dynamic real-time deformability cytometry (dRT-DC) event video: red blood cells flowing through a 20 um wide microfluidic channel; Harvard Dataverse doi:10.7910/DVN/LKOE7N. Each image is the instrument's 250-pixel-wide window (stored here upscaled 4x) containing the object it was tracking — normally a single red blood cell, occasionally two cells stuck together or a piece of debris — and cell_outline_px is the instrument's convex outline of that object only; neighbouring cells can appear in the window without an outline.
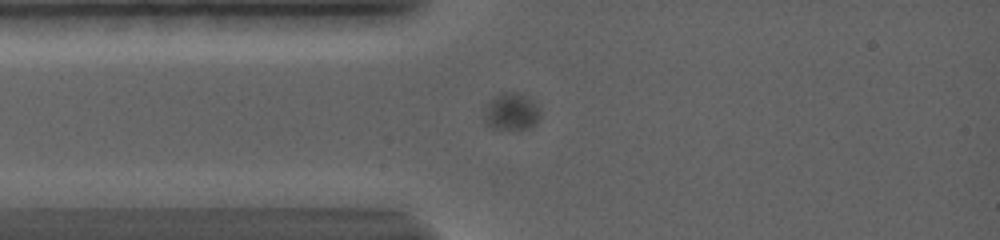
{"species": "common noctule bat (a hibernating species)", "species_latin": "Nyctalus noctula", "temperature_condition": "warm", "stored_images_in_passage": 61, "camera_frame_rate_fps": 5000, "um_per_image_px": 0.085, "animal": {"sex": "female", "body_mass_g": 19.0, "forearm_length_mm": 56.7}, "frame": {"image": 1, "passage_image": 13, "time_ms": 4.4, "image_size_px": [1000, 240], "cell_outline_px": [[540, 116], [528, 128], [492, 128], [484, 124], [484, 104], [504, 96], [512, 96], [532, 100], [540, 104]], "centroid_in_image_um": [43.45, 9.58], "position_along_channel_um": 41.6, "area_um2": 11.1}}
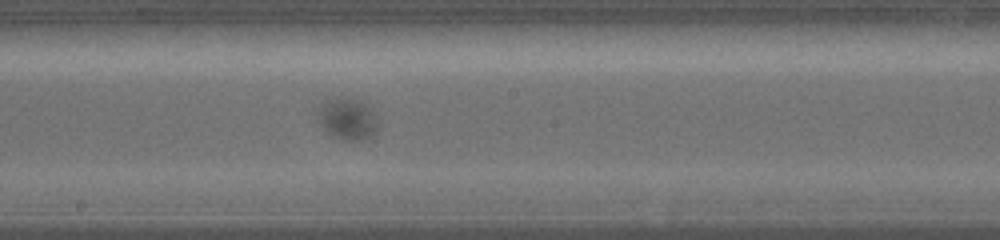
{"frame": {"image": 2, "passage_image": 30, "time_ms": 10.6, "image_size_px": [1000, 240], "cell_outline_px": [[376, 128], [372, 136], [356, 140], [344, 140], [332, 136], [316, 120], [316, 116], [320, 104], [328, 100], [352, 96], [364, 104], [368, 108], [376, 120]], "centroid_in_image_um": [29.46, 10.1], "position_along_channel_um": 218.7, "area_um2": 14.28}}
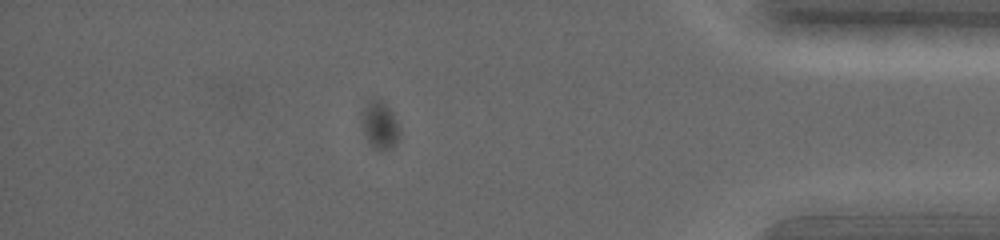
{"frame": {"image": 3, "passage_image": 53, "time_ms": 18.2, "image_size_px": [1000, 240], "cell_outline_px": [[400, 132], [396, 144], [392, 148], [380, 152], [372, 148], [364, 132], [360, 112], [372, 96], [376, 96], [392, 112], [400, 128]], "centroid_in_image_um": [32.27, 10.64], "position_along_channel_um": 402.9, "area_um2": 10.75}}